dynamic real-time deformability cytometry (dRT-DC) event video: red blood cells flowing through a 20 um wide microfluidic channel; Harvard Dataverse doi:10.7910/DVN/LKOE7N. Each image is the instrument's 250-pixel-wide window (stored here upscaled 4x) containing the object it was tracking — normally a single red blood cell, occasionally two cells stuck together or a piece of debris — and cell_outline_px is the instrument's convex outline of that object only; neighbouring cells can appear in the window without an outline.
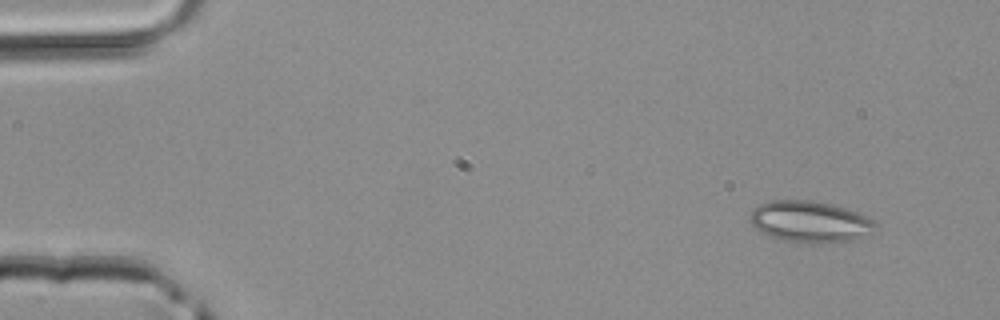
{"species": "common noctule bat (a hibernating species)", "species_latin": "Nyctalus noctula", "temperature_condition": "room temperature", "stored_images_in_passage": 3, "camera_frame_rate_fps": 3000, "um_per_image_px": 0.085, "animal": {"sex": "male", "body_mass_g": 20.4}, "frame": {"image": 1, "passage_image": 1, "time_ms": 0.0, "image_size_px": [1000, 320], "cell_outline_px": [[880, 232], [868, 236], [852, 240], [788, 240], [772, 236], [760, 232], [748, 220], [748, 216], [760, 204], [772, 200], [812, 200], [832, 204], [868, 216], [876, 224]], "centroid_in_image_um": [68.91, 18.8], "position_along_channel_um": 16.1, "area_um2": 29.54}}